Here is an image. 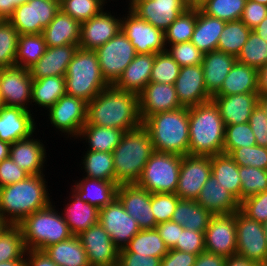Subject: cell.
I'll use <instances>...</instances> for the list:
<instances>
[{"label":"cell","instance_id":"obj_17","mask_svg":"<svg viewBox=\"0 0 267 266\" xmlns=\"http://www.w3.org/2000/svg\"><path fill=\"white\" fill-rule=\"evenodd\" d=\"M205 251L229 258L236 256L235 213L213 215L205 232Z\"/></svg>","mask_w":267,"mask_h":266},{"label":"cell","instance_id":"obj_68","mask_svg":"<svg viewBox=\"0 0 267 266\" xmlns=\"http://www.w3.org/2000/svg\"><path fill=\"white\" fill-rule=\"evenodd\" d=\"M16 9V0H0V13L8 19V17Z\"/></svg>","mask_w":267,"mask_h":266},{"label":"cell","instance_id":"obj_2","mask_svg":"<svg viewBox=\"0 0 267 266\" xmlns=\"http://www.w3.org/2000/svg\"><path fill=\"white\" fill-rule=\"evenodd\" d=\"M45 174L0 187V216L9 225H18L26 216L47 207L53 200Z\"/></svg>","mask_w":267,"mask_h":266},{"label":"cell","instance_id":"obj_54","mask_svg":"<svg viewBox=\"0 0 267 266\" xmlns=\"http://www.w3.org/2000/svg\"><path fill=\"white\" fill-rule=\"evenodd\" d=\"M229 156L238 166H252L267 170V147L254 145L236 148Z\"/></svg>","mask_w":267,"mask_h":266},{"label":"cell","instance_id":"obj_57","mask_svg":"<svg viewBox=\"0 0 267 266\" xmlns=\"http://www.w3.org/2000/svg\"><path fill=\"white\" fill-rule=\"evenodd\" d=\"M240 211L248 218L264 223L267 221V191L246 197L240 202Z\"/></svg>","mask_w":267,"mask_h":266},{"label":"cell","instance_id":"obj_37","mask_svg":"<svg viewBox=\"0 0 267 266\" xmlns=\"http://www.w3.org/2000/svg\"><path fill=\"white\" fill-rule=\"evenodd\" d=\"M64 95H66L65 76L33 79L31 106L38 105L39 108L48 110Z\"/></svg>","mask_w":267,"mask_h":266},{"label":"cell","instance_id":"obj_40","mask_svg":"<svg viewBox=\"0 0 267 266\" xmlns=\"http://www.w3.org/2000/svg\"><path fill=\"white\" fill-rule=\"evenodd\" d=\"M213 214L203 208L195 200L180 199L171 221L183 226L184 229L205 231Z\"/></svg>","mask_w":267,"mask_h":266},{"label":"cell","instance_id":"obj_50","mask_svg":"<svg viewBox=\"0 0 267 266\" xmlns=\"http://www.w3.org/2000/svg\"><path fill=\"white\" fill-rule=\"evenodd\" d=\"M241 201L246 197L267 191V170L252 166H239Z\"/></svg>","mask_w":267,"mask_h":266},{"label":"cell","instance_id":"obj_64","mask_svg":"<svg viewBox=\"0 0 267 266\" xmlns=\"http://www.w3.org/2000/svg\"><path fill=\"white\" fill-rule=\"evenodd\" d=\"M197 255L176 249H169L161 259L160 266H194Z\"/></svg>","mask_w":267,"mask_h":266},{"label":"cell","instance_id":"obj_44","mask_svg":"<svg viewBox=\"0 0 267 266\" xmlns=\"http://www.w3.org/2000/svg\"><path fill=\"white\" fill-rule=\"evenodd\" d=\"M251 31L240 19L226 22L218 40L217 50L237 58Z\"/></svg>","mask_w":267,"mask_h":266},{"label":"cell","instance_id":"obj_21","mask_svg":"<svg viewBox=\"0 0 267 266\" xmlns=\"http://www.w3.org/2000/svg\"><path fill=\"white\" fill-rule=\"evenodd\" d=\"M117 199L125 211L132 216L140 229H154L157 226L151 210V193L136 184H121L117 189Z\"/></svg>","mask_w":267,"mask_h":266},{"label":"cell","instance_id":"obj_28","mask_svg":"<svg viewBox=\"0 0 267 266\" xmlns=\"http://www.w3.org/2000/svg\"><path fill=\"white\" fill-rule=\"evenodd\" d=\"M196 202L213 215L230 214L240 210V202L218 183L212 174L203 185Z\"/></svg>","mask_w":267,"mask_h":266},{"label":"cell","instance_id":"obj_65","mask_svg":"<svg viewBox=\"0 0 267 266\" xmlns=\"http://www.w3.org/2000/svg\"><path fill=\"white\" fill-rule=\"evenodd\" d=\"M25 266H58L44 251L26 250Z\"/></svg>","mask_w":267,"mask_h":266},{"label":"cell","instance_id":"obj_76","mask_svg":"<svg viewBox=\"0 0 267 266\" xmlns=\"http://www.w3.org/2000/svg\"><path fill=\"white\" fill-rule=\"evenodd\" d=\"M31 0H16V8L20 6L22 3H28Z\"/></svg>","mask_w":267,"mask_h":266},{"label":"cell","instance_id":"obj_42","mask_svg":"<svg viewBox=\"0 0 267 266\" xmlns=\"http://www.w3.org/2000/svg\"><path fill=\"white\" fill-rule=\"evenodd\" d=\"M82 158L80 169L85 177L115 182L113 153L87 150Z\"/></svg>","mask_w":267,"mask_h":266},{"label":"cell","instance_id":"obj_49","mask_svg":"<svg viewBox=\"0 0 267 266\" xmlns=\"http://www.w3.org/2000/svg\"><path fill=\"white\" fill-rule=\"evenodd\" d=\"M18 37L13 24L5 19L0 24V69L15 66Z\"/></svg>","mask_w":267,"mask_h":266},{"label":"cell","instance_id":"obj_19","mask_svg":"<svg viewBox=\"0 0 267 266\" xmlns=\"http://www.w3.org/2000/svg\"><path fill=\"white\" fill-rule=\"evenodd\" d=\"M90 266H117L119 249L98 222L78 235Z\"/></svg>","mask_w":267,"mask_h":266},{"label":"cell","instance_id":"obj_74","mask_svg":"<svg viewBox=\"0 0 267 266\" xmlns=\"http://www.w3.org/2000/svg\"><path fill=\"white\" fill-rule=\"evenodd\" d=\"M9 226V224L0 216V235Z\"/></svg>","mask_w":267,"mask_h":266},{"label":"cell","instance_id":"obj_4","mask_svg":"<svg viewBox=\"0 0 267 266\" xmlns=\"http://www.w3.org/2000/svg\"><path fill=\"white\" fill-rule=\"evenodd\" d=\"M152 140L154 151L189 154V108L156 113L142 121Z\"/></svg>","mask_w":267,"mask_h":266},{"label":"cell","instance_id":"obj_78","mask_svg":"<svg viewBox=\"0 0 267 266\" xmlns=\"http://www.w3.org/2000/svg\"><path fill=\"white\" fill-rule=\"evenodd\" d=\"M255 266H267V262H255Z\"/></svg>","mask_w":267,"mask_h":266},{"label":"cell","instance_id":"obj_31","mask_svg":"<svg viewBox=\"0 0 267 266\" xmlns=\"http://www.w3.org/2000/svg\"><path fill=\"white\" fill-rule=\"evenodd\" d=\"M68 200L67 204L65 202L64 212L62 210L60 213L74 236H78L99 222L98 208L81 200L72 190L70 191Z\"/></svg>","mask_w":267,"mask_h":266},{"label":"cell","instance_id":"obj_34","mask_svg":"<svg viewBox=\"0 0 267 266\" xmlns=\"http://www.w3.org/2000/svg\"><path fill=\"white\" fill-rule=\"evenodd\" d=\"M225 24L226 21L208 16L196 7V26L191 42L203 54L217 50L218 40Z\"/></svg>","mask_w":267,"mask_h":266},{"label":"cell","instance_id":"obj_1","mask_svg":"<svg viewBox=\"0 0 267 266\" xmlns=\"http://www.w3.org/2000/svg\"><path fill=\"white\" fill-rule=\"evenodd\" d=\"M86 124L124 132L140 127L138 95L109 85L87 104Z\"/></svg>","mask_w":267,"mask_h":266},{"label":"cell","instance_id":"obj_43","mask_svg":"<svg viewBox=\"0 0 267 266\" xmlns=\"http://www.w3.org/2000/svg\"><path fill=\"white\" fill-rule=\"evenodd\" d=\"M47 45L42 34H22L18 37L15 66L29 69L44 55Z\"/></svg>","mask_w":267,"mask_h":266},{"label":"cell","instance_id":"obj_20","mask_svg":"<svg viewBox=\"0 0 267 266\" xmlns=\"http://www.w3.org/2000/svg\"><path fill=\"white\" fill-rule=\"evenodd\" d=\"M121 19V16L116 17L104 8L96 16L82 22L79 48L95 51L121 30Z\"/></svg>","mask_w":267,"mask_h":266},{"label":"cell","instance_id":"obj_52","mask_svg":"<svg viewBox=\"0 0 267 266\" xmlns=\"http://www.w3.org/2000/svg\"><path fill=\"white\" fill-rule=\"evenodd\" d=\"M257 145L249 122L225 126L223 153L230 154L234 149Z\"/></svg>","mask_w":267,"mask_h":266},{"label":"cell","instance_id":"obj_7","mask_svg":"<svg viewBox=\"0 0 267 266\" xmlns=\"http://www.w3.org/2000/svg\"><path fill=\"white\" fill-rule=\"evenodd\" d=\"M66 94L89 103L109 85L102 77L97 53L78 48L65 75Z\"/></svg>","mask_w":267,"mask_h":266},{"label":"cell","instance_id":"obj_60","mask_svg":"<svg viewBox=\"0 0 267 266\" xmlns=\"http://www.w3.org/2000/svg\"><path fill=\"white\" fill-rule=\"evenodd\" d=\"M29 174L21 169L10 157L0 162V187L25 180Z\"/></svg>","mask_w":267,"mask_h":266},{"label":"cell","instance_id":"obj_22","mask_svg":"<svg viewBox=\"0 0 267 266\" xmlns=\"http://www.w3.org/2000/svg\"><path fill=\"white\" fill-rule=\"evenodd\" d=\"M141 121L156 113L181 108L174 84L149 82L138 95Z\"/></svg>","mask_w":267,"mask_h":266},{"label":"cell","instance_id":"obj_72","mask_svg":"<svg viewBox=\"0 0 267 266\" xmlns=\"http://www.w3.org/2000/svg\"><path fill=\"white\" fill-rule=\"evenodd\" d=\"M0 266H25V260H11L0 262Z\"/></svg>","mask_w":267,"mask_h":266},{"label":"cell","instance_id":"obj_9","mask_svg":"<svg viewBox=\"0 0 267 266\" xmlns=\"http://www.w3.org/2000/svg\"><path fill=\"white\" fill-rule=\"evenodd\" d=\"M95 52L102 77L108 85L112 86L137 55L134 46L122 30L108 42L98 47Z\"/></svg>","mask_w":267,"mask_h":266},{"label":"cell","instance_id":"obj_36","mask_svg":"<svg viewBox=\"0 0 267 266\" xmlns=\"http://www.w3.org/2000/svg\"><path fill=\"white\" fill-rule=\"evenodd\" d=\"M58 266H90L78 236L50 245L43 250Z\"/></svg>","mask_w":267,"mask_h":266},{"label":"cell","instance_id":"obj_41","mask_svg":"<svg viewBox=\"0 0 267 266\" xmlns=\"http://www.w3.org/2000/svg\"><path fill=\"white\" fill-rule=\"evenodd\" d=\"M164 241L156 228L141 229L119 253H138L139 255L163 258L168 253Z\"/></svg>","mask_w":267,"mask_h":266},{"label":"cell","instance_id":"obj_79","mask_svg":"<svg viewBox=\"0 0 267 266\" xmlns=\"http://www.w3.org/2000/svg\"><path fill=\"white\" fill-rule=\"evenodd\" d=\"M266 239H267V221L263 223Z\"/></svg>","mask_w":267,"mask_h":266},{"label":"cell","instance_id":"obj_13","mask_svg":"<svg viewBox=\"0 0 267 266\" xmlns=\"http://www.w3.org/2000/svg\"><path fill=\"white\" fill-rule=\"evenodd\" d=\"M127 13V16L122 15L121 30L131 41L137 54H156L166 51L162 30L140 19L130 9Z\"/></svg>","mask_w":267,"mask_h":266},{"label":"cell","instance_id":"obj_48","mask_svg":"<svg viewBox=\"0 0 267 266\" xmlns=\"http://www.w3.org/2000/svg\"><path fill=\"white\" fill-rule=\"evenodd\" d=\"M236 59L237 62L258 70L267 64V41L251 31Z\"/></svg>","mask_w":267,"mask_h":266},{"label":"cell","instance_id":"obj_35","mask_svg":"<svg viewBox=\"0 0 267 266\" xmlns=\"http://www.w3.org/2000/svg\"><path fill=\"white\" fill-rule=\"evenodd\" d=\"M243 93H258L257 69L236 61L223 81L220 90L214 96Z\"/></svg>","mask_w":267,"mask_h":266},{"label":"cell","instance_id":"obj_59","mask_svg":"<svg viewBox=\"0 0 267 266\" xmlns=\"http://www.w3.org/2000/svg\"><path fill=\"white\" fill-rule=\"evenodd\" d=\"M249 124L256 138V144L267 147V114L259 103L251 113Z\"/></svg>","mask_w":267,"mask_h":266},{"label":"cell","instance_id":"obj_58","mask_svg":"<svg viewBox=\"0 0 267 266\" xmlns=\"http://www.w3.org/2000/svg\"><path fill=\"white\" fill-rule=\"evenodd\" d=\"M204 232L205 231L183 229L182 232H180L177 245L173 249L199 255L205 251Z\"/></svg>","mask_w":267,"mask_h":266},{"label":"cell","instance_id":"obj_23","mask_svg":"<svg viewBox=\"0 0 267 266\" xmlns=\"http://www.w3.org/2000/svg\"><path fill=\"white\" fill-rule=\"evenodd\" d=\"M202 65L183 66L175 81V89L182 107L190 108L212 99L204 82Z\"/></svg>","mask_w":267,"mask_h":266},{"label":"cell","instance_id":"obj_27","mask_svg":"<svg viewBox=\"0 0 267 266\" xmlns=\"http://www.w3.org/2000/svg\"><path fill=\"white\" fill-rule=\"evenodd\" d=\"M79 48V45H65L47 47L44 55L29 68L32 79H41L50 76H65L68 64Z\"/></svg>","mask_w":267,"mask_h":266},{"label":"cell","instance_id":"obj_53","mask_svg":"<svg viewBox=\"0 0 267 266\" xmlns=\"http://www.w3.org/2000/svg\"><path fill=\"white\" fill-rule=\"evenodd\" d=\"M180 68L179 64L167 51L156 53L150 82L175 84Z\"/></svg>","mask_w":267,"mask_h":266},{"label":"cell","instance_id":"obj_46","mask_svg":"<svg viewBox=\"0 0 267 266\" xmlns=\"http://www.w3.org/2000/svg\"><path fill=\"white\" fill-rule=\"evenodd\" d=\"M246 0H203L197 7L206 15L226 22L239 20Z\"/></svg>","mask_w":267,"mask_h":266},{"label":"cell","instance_id":"obj_10","mask_svg":"<svg viewBox=\"0 0 267 266\" xmlns=\"http://www.w3.org/2000/svg\"><path fill=\"white\" fill-rule=\"evenodd\" d=\"M59 10V0H31L18 6L8 20L19 35L42 34Z\"/></svg>","mask_w":267,"mask_h":266},{"label":"cell","instance_id":"obj_77","mask_svg":"<svg viewBox=\"0 0 267 266\" xmlns=\"http://www.w3.org/2000/svg\"><path fill=\"white\" fill-rule=\"evenodd\" d=\"M267 6V0H251Z\"/></svg>","mask_w":267,"mask_h":266},{"label":"cell","instance_id":"obj_16","mask_svg":"<svg viewBox=\"0 0 267 266\" xmlns=\"http://www.w3.org/2000/svg\"><path fill=\"white\" fill-rule=\"evenodd\" d=\"M211 175V156H182L178 186L175 194L184 200H195Z\"/></svg>","mask_w":267,"mask_h":266},{"label":"cell","instance_id":"obj_30","mask_svg":"<svg viewBox=\"0 0 267 266\" xmlns=\"http://www.w3.org/2000/svg\"><path fill=\"white\" fill-rule=\"evenodd\" d=\"M118 186L116 182L83 176L79 181L76 180L74 182L71 190L79 196L81 200L100 210L117 198Z\"/></svg>","mask_w":267,"mask_h":266},{"label":"cell","instance_id":"obj_32","mask_svg":"<svg viewBox=\"0 0 267 266\" xmlns=\"http://www.w3.org/2000/svg\"><path fill=\"white\" fill-rule=\"evenodd\" d=\"M80 31L81 23L60 9L42 35L47 47L79 45Z\"/></svg>","mask_w":267,"mask_h":266},{"label":"cell","instance_id":"obj_66","mask_svg":"<svg viewBox=\"0 0 267 266\" xmlns=\"http://www.w3.org/2000/svg\"><path fill=\"white\" fill-rule=\"evenodd\" d=\"M225 262V257L204 251L197 255L194 266H224Z\"/></svg>","mask_w":267,"mask_h":266},{"label":"cell","instance_id":"obj_75","mask_svg":"<svg viewBox=\"0 0 267 266\" xmlns=\"http://www.w3.org/2000/svg\"><path fill=\"white\" fill-rule=\"evenodd\" d=\"M203 0H189L191 6H198Z\"/></svg>","mask_w":267,"mask_h":266},{"label":"cell","instance_id":"obj_15","mask_svg":"<svg viewBox=\"0 0 267 266\" xmlns=\"http://www.w3.org/2000/svg\"><path fill=\"white\" fill-rule=\"evenodd\" d=\"M33 79L29 69L9 67L0 69V98L3 105L20 107L33 113L31 92Z\"/></svg>","mask_w":267,"mask_h":266},{"label":"cell","instance_id":"obj_18","mask_svg":"<svg viewBox=\"0 0 267 266\" xmlns=\"http://www.w3.org/2000/svg\"><path fill=\"white\" fill-rule=\"evenodd\" d=\"M99 223L119 250L124 249L141 230L136 220L125 211L117 198L99 210Z\"/></svg>","mask_w":267,"mask_h":266},{"label":"cell","instance_id":"obj_5","mask_svg":"<svg viewBox=\"0 0 267 266\" xmlns=\"http://www.w3.org/2000/svg\"><path fill=\"white\" fill-rule=\"evenodd\" d=\"M153 152L152 140L143 125L125 132L112 152L115 182L136 184Z\"/></svg>","mask_w":267,"mask_h":266},{"label":"cell","instance_id":"obj_70","mask_svg":"<svg viewBox=\"0 0 267 266\" xmlns=\"http://www.w3.org/2000/svg\"><path fill=\"white\" fill-rule=\"evenodd\" d=\"M252 31L267 41V16Z\"/></svg>","mask_w":267,"mask_h":266},{"label":"cell","instance_id":"obj_71","mask_svg":"<svg viewBox=\"0 0 267 266\" xmlns=\"http://www.w3.org/2000/svg\"><path fill=\"white\" fill-rule=\"evenodd\" d=\"M10 145L11 144L0 140V162L9 158Z\"/></svg>","mask_w":267,"mask_h":266},{"label":"cell","instance_id":"obj_39","mask_svg":"<svg viewBox=\"0 0 267 266\" xmlns=\"http://www.w3.org/2000/svg\"><path fill=\"white\" fill-rule=\"evenodd\" d=\"M211 174L215 176L218 183L241 202L239 166L228 154L211 156Z\"/></svg>","mask_w":267,"mask_h":266},{"label":"cell","instance_id":"obj_56","mask_svg":"<svg viewBox=\"0 0 267 266\" xmlns=\"http://www.w3.org/2000/svg\"><path fill=\"white\" fill-rule=\"evenodd\" d=\"M180 198L175 193L151 194V207L156 223L171 221Z\"/></svg>","mask_w":267,"mask_h":266},{"label":"cell","instance_id":"obj_51","mask_svg":"<svg viewBox=\"0 0 267 266\" xmlns=\"http://www.w3.org/2000/svg\"><path fill=\"white\" fill-rule=\"evenodd\" d=\"M105 4L102 0H61L60 9L82 23L100 13Z\"/></svg>","mask_w":267,"mask_h":266},{"label":"cell","instance_id":"obj_14","mask_svg":"<svg viewBox=\"0 0 267 266\" xmlns=\"http://www.w3.org/2000/svg\"><path fill=\"white\" fill-rule=\"evenodd\" d=\"M128 7L140 19L163 32L188 8L189 0H143L127 1Z\"/></svg>","mask_w":267,"mask_h":266},{"label":"cell","instance_id":"obj_29","mask_svg":"<svg viewBox=\"0 0 267 266\" xmlns=\"http://www.w3.org/2000/svg\"><path fill=\"white\" fill-rule=\"evenodd\" d=\"M155 54H137L113 85L119 90L139 95L150 82Z\"/></svg>","mask_w":267,"mask_h":266},{"label":"cell","instance_id":"obj_80","mask_svg":"<svg viewBox=\"0 0 267 266\" xmlns=\"http://www.w3.org/2000/svg\"><path fill=\"white\" fill-rule=\"evenodd\" d=\"M5 20V17L0 13V24Z\"/></svg>","mask_w":267,"mask_h":266},{"label":"cell","instance_id":"obj_63","mask_svg":"<svg viewBox=\"0 0 267 266\" xmlns=\"http://www.w3.org/2000/svg\"><path fill=\"white\" fill-rule=\"evenodd\" d=\"M161 259L138 253H119L117 266H160Z\"/></svg>","mask_w":267,"mask_h":266},{"label":"cell","instance_id":"obj_45","mask_svg":"<svg viewBox=\"0 0 267 266\" xmlns=\"http://www.w3.org/2000/svg\"><path fill=\"white\" fill-rule=\"evenodd\" d=\"M195 26L196 6H191L164 31L166 48L168 45L191 41Z\"/></svg>","mask_w":267,"mask_h":266},{"label":"cell","instance_id":"obj_24","mask_svg":"<svg viewBox=\"0 0 267 266\" xmlns=\"http://www.w3.org/2000/svg\"><path fill=\"white\" fill-rule=\"evenodd\" d=\"M34 113L20 107L0 108V140L12 144L36 134Z\"/></svg>","mask_w":267,"mask_h":266},{"label":"cell","instance_id":"obj_11","mask_svg":"<svg viewBox=\"0 0 267 266\" xmlns=\"http://www.w3.org/2000/svg\"><path fill=\"white\" fill-rule=\"evenodd\" d=\"M236 255L252 262H267V239L263 223L248 218L240 210L235 212Z\"/></svg>","mask_w":267,"mask_h":266},{"label":"cell","instance_id":"obj_33","mask_svg":"<svg viewBox=\"0 0 267 266\" xmlns=\"http://www.w3.org/2000/svg\"><path fill=\"white\" fill-rule=\"evenodd\" d=\"M237 61L236 57L220 50L203 54L202 67L207 92L214 96Z\"/></svg>","mask_w":267,"mask_h":266},{"label":"cell","instance_id":"obj_38","mask_svg":"<svg viewBox=\"0 0 267 266\" xmlns=\"http://www.w3.org/2000/svg\"><path fill=\"white\" fill-rule=\"evenodd\" d=\"M124 133L123 130L116 128L85 124L81 128L77 139H81L80 141L85 140L82 143H87L88 148L86 147V149L89 151L112 153Z\"/></svg>","mask_w":267,"mask_h":266},{"label":"cell","instance_id":"obj_12","mask_svg":"<svg viewBox=\"0 0 267 266\" xmlns=\"http://www.w3.org/2000/svg\"><path fill=\"white\" fill-rule=\"evenodd\" d=\"M87 102L84 100L64 95L51 108L47 110L48 121L56 132L64 133L66 138L77 139L81 128L87 121ZM58 129V130H57Z\"/></svg>","mask_w":267,"mask_h":266},{"label":"cell","instance_id":"obj_69","mask_svg":"<svg viewBox=\"0 0 267 266\" xmlns=\"http://www.w3.org/2000/svg\"><path fill=\"white\" fill-rule=\"evenodd\" d=\"M224 266H255V262L241 258L236 255V256L226 258V262Z\"/></svg>","mask_w":267,"mask_h":266},{"label":"cell","instance_id":"obj_6","mask_svg":"<svg viewBox=\"0 0 267 266\" xmlns=\"http://www.w3.org/2000/svg\"><path fill=\"white\" fill-rule=\"evenodd\" d=\"M26 250H41L73 236L64 217L51 202L47 207L26 216L17 225Z\"/></svg>","mask_w":267,"mask_h":266},{"label":"cell","instance_id":"obj_25","mask_svg":"<svg viewBox=\"0 0 267 266\" xmlns=\"http://www.w3.org/2000/svg\"><path fill=\"white\" fill-rule=\"evenodd\" d=\"M29 138L16 141L10 145L9 157L29 175L44 174L47 153L43 140Z\"/></svg>","mask_w":267,"mask_h":266},{"label":"cell","instance_id":"obj_8","mask_svg":"<svg viewBox=\"0 0 267 266\" xmlns=\"http://www.w3.org/2000/svg\"><path fill=\"white\" fill-rule=\"evenodd\" d=\"M182 156L154 151L136 185L149 193H175L178 186Z\"/></svg>","mask_w":267,"mask_h":266},{"label":"cell","instance_id":"obj_55","mask_svg":"<svg viewBox=\"0 0 267 266\" xmlns=\"http://www.w3.org/2000/svg\"><path fill=\"white\" fill-rule=\"evenodd\" d=\"M166 51L180 67L202 65L203 53L191 41L168 45Z\"/></svg>","mask_w":267,"mask_h":266},{"label":"cell","instance_id":"obj_67","mask_svg":"<svg viewBox=\"0 0 267 266\" xmlns=\"http://www.w3.org/2000/svg\"><path fill=\"white\" fill-rule=\"evenodd\" d=\"M258 95L267 93V64L257 70Z\"/></svg>","mask_w":267,"mask_h":266},{"label":"cell","instance_id":"obj_73","mask_svg":"<svg viewBox=\"0 0 267 266\" xmlns=\"http://www.w3.org/2000/svg\"><path fill=\"white\" fill-rule=\"evenodd\" d=\"M258 103L262 106L265 113L267 114V93L259 95Z\"/></svg>","mask_w":267,"mask_h":266},{"label":"cell","instance_id":"obj_61","mask_svg":"<svg viewBox=\"0 0 267 266\" xmlns=\"http://www.w3.org/2000/svg\"><path fill=\"white\" fill-rule=\"evenodd\" d=\"M267 16V6L246 0L241 21L251 30L259 25V23Z\"/></svg>","mask_w":267,"mask_h":266},{"label":"cell","instance_id":"obj_47","mask_svg":"<svg viewBox=\"0 0 267 266\" xmlns=\"http://www.w3.org/2000/svg\"><path fill=\"white\" fill-rule=\"evenodd\" d=\"M26 248L17 225H9L0 235V262L25 260Z\"/></svg>","mask_w":267,"mask_h":266},{"label":"cell","instance_id":"obj_26","mask_svg":"<svg viewBox=\"0 0 267 266\" xmlns=\"http://www.w3.org/2000/svg\"><path fill=\"white\" fill-rule=\"evenodd\" d=\"M258 93L212 96L225 126L249 122L254 107L258 104Z\"/></svg>","mask_w":267,"mask_h":266},{"label":"cell","instance_id":"obj_3","mask_svg":"<svg viewBox=\"0 0 267 266\" xmlns=\"http://www.w3.org/2000/svg\"><path fill=\"white\" fill-rule=\"evenodd\" d=\"M224 140L225 125L212 99L189 108V154H222Z\"/></svg>","mask_w":267,"mask_h":266},{"label":"cell","instance_id":"obj_62","mask_svg":"<svg viewBox=\"0 0 267 266\" xmlns=\"http://www.w3.org/2000/svg\"><path fill=\"white\" fill-rule=\"evenodd\" d=\"M156 229L164 241L168 249H173L177 245L180 237V232L184 229L183 226L173 221H166L157 224Z\"/></svg>","mask_w":267,"mask_h":266}]
</instances>
